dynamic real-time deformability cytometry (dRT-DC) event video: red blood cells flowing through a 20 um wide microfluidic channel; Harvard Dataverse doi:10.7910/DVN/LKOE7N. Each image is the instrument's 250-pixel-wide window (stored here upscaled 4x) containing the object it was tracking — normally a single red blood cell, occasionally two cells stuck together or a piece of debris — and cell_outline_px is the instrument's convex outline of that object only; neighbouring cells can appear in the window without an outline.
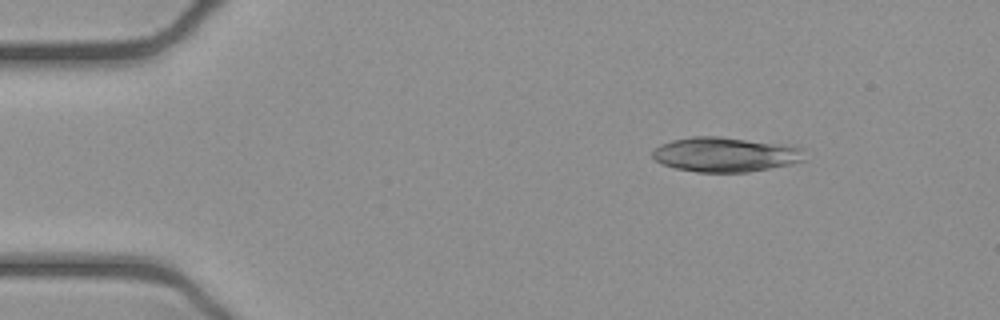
{"species": "common noctule bat (a hibernating species)", "species_latin": "Nyctalus noctula", "temperature_condition": "cold", "stored_images_in_passage": 51, "camera_frame_rate_fps": 3000, "um_per_image_px": 0.085, "animal": {"sex": "female", "body_mass_g": 21.9}, "frame": {"image": 1, "passage_image": 7, "time_ms": 2.0, "image_size_px": [1000, 320], "cell_outline_px": [[808, 160], [748, 172], [696, 172], [676, 168], [664, 164], [656, 160], [652, 156], [652, 152], [660, 144], [672, 140], [692, 136], [720, 136], [784, 144], [800, 148]], "centroid_in_image_um": [61.65, 13.12], "position_along_channel_um": 23.4, "area_um2": 30.63}}